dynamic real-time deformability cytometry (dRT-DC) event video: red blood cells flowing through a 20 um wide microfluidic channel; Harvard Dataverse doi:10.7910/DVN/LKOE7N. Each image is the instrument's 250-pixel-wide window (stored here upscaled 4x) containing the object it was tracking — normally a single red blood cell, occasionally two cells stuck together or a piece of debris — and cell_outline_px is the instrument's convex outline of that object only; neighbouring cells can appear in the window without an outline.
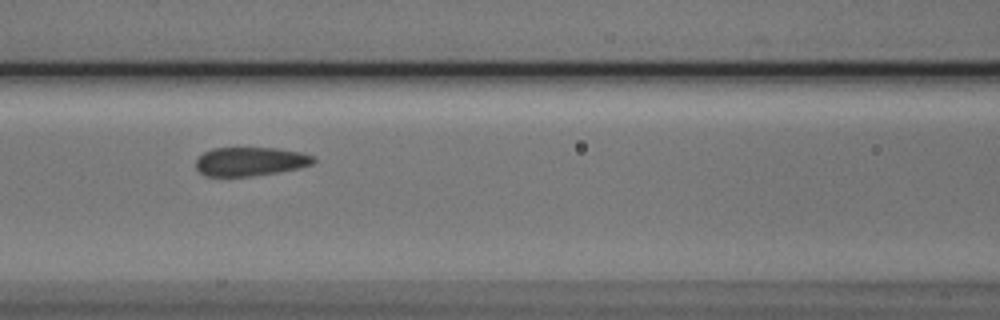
{"species": "Egyptian fruit bat (a non-hibernating species)", "species_latin": "Rousettus aegyptiacus", "temperature_condition": "cold", "stored_images_in_passage": 10, "camera_frame_rate_fps": 3000, "um_per_image_px": 0.085, "animal": {"sex": "male"}, "frame": {"image": 1, "passage_image": 7, "time_ms": 7.667, "image_size_px": [1000, 320], "cell_outline_px": [[316, 160], [312, 164], [300, 168], [280, 172], [252, 176], [204, 176], [196, 168], [196, 156], [212, 148], [280, 148], [300, 152], [316, 156]], "centroid_in_image_um": [21.28, 13.72], "position_along_channel_um": 145.3, "area_um2": 20.06}}
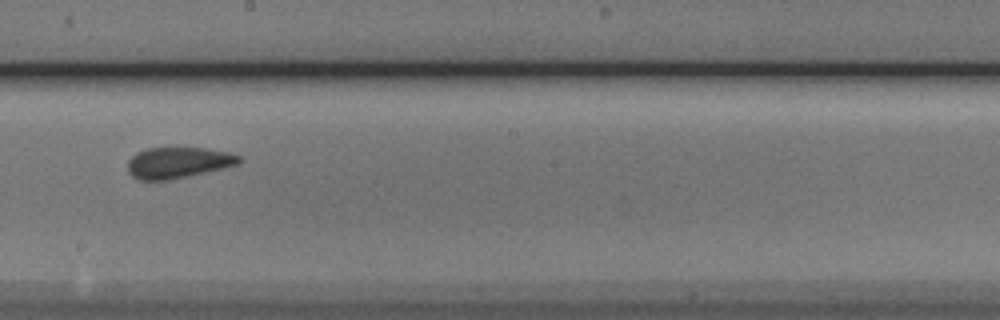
{"frame": {"image": 2, "passage_image": 9, "time_ms": 10.0, "image_size_px": [1000, 320], "cell_outline_px": [[240, 160], [236, 164], [224, 168], [188, 176], [168, 180], [136, 180], [128, 172], [128, 160], [136, 152], [144, 148], [204, 148], [228, 152], [240, 156]], "centroid_in_image_um": [15.08, 13.83], "position_along_channel_um": 233.1, "area_um2": 20.11}}
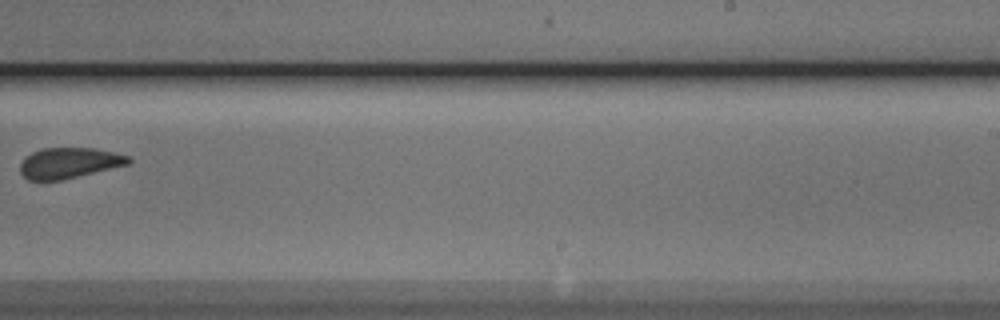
{"frame": {"image": 3, "passage_image": 10, "time_ms": 11.333, "image_size_px": [1000, 320], "cell_outline_px": [[132, 164], [60, 180], [28, 180], [20, 172], [20, 164], [32, 152], [40, 148], [96, 148], [128, 156], [132, 160]], "centroid_in_image_um": [5.91, 13.85], "position_along_channel_um": 283.1, "area_um2": 19.31}}